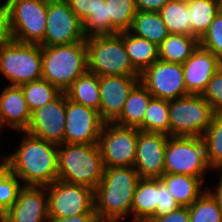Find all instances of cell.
<instances>
[{"mask_svg":"<svg viewBox=\"0 0 222 222\" xmlns=\"http://www.w3.org/2000/svg\"><path fill=\"white\" fill-rule=\"evenodd\" d=\"M16 151L8 156V166L26 186H49L58 180V145L26 131Z\"/></svg>","mask_w":222,"mask_h":222,"instance_id":"cell-1","label":"cell"},{"mask_svg":"<svg viewBox=\"0 0 222 222\" xmlns=\"http://www.w3.org/2000/svg\"><path fill=\"white\" fill-rule=\"evenodd\" d=\"M140 179L134 167H104L102 180L94 190L95 212L100 222H121L131 213Z\"/></svg>","mask_w":222,"mask_h":222,"instance_id":"cell-2","label":"cell"},{"mask_svg":"<svg viewBox=\"0 0 222 222\" xmlns=\"http://www.w3.org/2000/svg\"><path fill=\"white\" fill-rule=\"evenodd\" d=\"M58 180L95 190L103 177L104 165L98 144L58 145Z\"/></svg>","mask_w":222,"mask_h":222,"instance_id":"cell-3","label":"cell"},{"mask_svg":"<svg viewBox=\"0 0 222 222\" xmlns=\"http://www.w3.org/2000/svg\"><path fill=\"white\" fill-rule=\"evenodd\" d=\"M42 79L60 92L88 71L85 40L68 45L41 46Z\"/></svg>","mask_w":222,"mask_h":222,"instance_id":"cell-4","label":"cell"},{"mask_svg":"<svg viewBox=\"0 0 222 222\" xmlns=\"http://www.w3.org/2000/svg\"><path fill=\"white\" fill-rule=\"evenodd\" d=\"M88 71L98 76L140 75L132 66L123 42V31L86 38Z\"/></svg>","mask_w":222,"mask_h":222,"instance_id":"cell-5","label":"cell"},{"mask_svg":"<svg viewBox=\"0 0 222 222\" xmlns=\"http://www.w3.org/2000/svg\"><path fill=\"white\" fill-rule=\"evenodd\" d=\"M0 73L9 86L42 79L41 45L11 40L0 48Z\"/></svg>","mask_w":222,"mask_h":222,"instance_id":"cell-6","label":"cell"},{"mask_svg":"<svg viewBox=\"0 0 222 222\" xmlns=\"http://www.w3.org/2000/svg\"><path fill=\"white\" fill-rule=\"evenodd\" d=\"M12 40L40 44L44 40L48 0H4Z\"/></svg>","mask_w":222,"mask_h":222,"instance_id":"cell-7","label":"cell"},{"mask_svg":"<svg viewBox=\"0 0 222 222\" xmlns=\"http://www.w3.org/2000/svg\"><path fill=\"white\" fill-rule=\"evenodd\" d=\"M209 169L211 168L207 162L202 137H168L164 155V173L191 175L199 177L204 182Z\"/></svg>","mask_w":222,"mask_h":222,"instance_id":"cell-8","label":"cell"},{"mask_svg":"<svg viewBox=\"0 0 222 222\" xmlns=\"http://www.w3.org/2000/svg\"><path fill=\"white\" fill-rule=\"evenodd\" d=\"M214 115L202 95L169 100L170 136L202 137Z\"/></svg>","mask_w":222,"mask_h":222,"instance_id":"cell-9","label":"cell"},{"mask_svg":"<svg viewBox=\"0 0 222 222\" xmlns=\"http://www.w3.org/2000/svg\"><path fill=\"white\" fill-rule=\"evenodd\" d=\"M138 132V128L104 123L98 143L104 167L134 166Z\"/></svg>","mask_w":222,"mask_h":222,"instance_id":"cell-10","label":"cell"},{"mask_svg":"<svg viewBox=\"0 0 222 222\" xmlns=\"http://www.w3.org/2000/svg\"><path fill=\"white\" fill-rule=\"evenodd\" d=\"M49 218L96 213L94 189L60 180L46 186Z\"/></svg>","mask_w":222,"mask_h":222,"instance_id":"cell-11","label":"cell"},{"mask_svg":"<svg viewBox=\"0 0 222 222\" xmlns=\"http://www.w3.org/2000/svg\"><path fill=\"white\" fill-rule=\"evenodd\" d=\"M47 22L41 46L68 45L86 40L83 23L66 0H48Z\"/></svg>","mask_w":222,"mask_h":222,"instance_id":"cell-12","label":"cell"},{"mask_svg":"<svg viewBox=\"0 0 222 222\" xmlns=\"http://www.w3.org/2000/svg\"><path fill=\"white\" fill-rule=\"evenodd\" d=\"M140 82L153 98L174 100L190 95L179 63L157 60L140 74Z\"/></svg>","mask_w":222,"mask_h":222,"instance_id":"cell-13","label":"cell"},{"mask_svg":"<svg viewBox=\"0 0 222 222\" xmlns=\"http://www.w3.org/2000/svg\"><path fill=\"white\" fill-rule=\"evenodd\" d=\"M104 123L98 111L66 96L64 143L98 144Z\"/></svg>","mask_w":222,"mask_h":222,"instance_id":"cell-14","label":"cell"},{"mask_svg":"<svg viewBox=\"0 0 222 222\" xmlns=\"http://www.w3.org/2000/svg\"><path fill=\"white\" fill-rule=\"evenodd\" d=\"M66 122V94L61 92L45 106L31 112V120L26 132L48 142L64 143Z\"/></svg>","mask_w":222,"mask_h":222,"instance_id":"cell-15","label":"cell"},{"mask_svg":"<svg viewBox=\"0 0 222 222\" xmlns=\"http://www.w3.org/2000/svg\"><path fill=\"white\" fill-rule=\"evenodd\" d=\"M169 135L138 132L134 169L141 178H160L164 174V155Z\"/></svg>","mask_w":222,"mask_h":222,"instance_id":"cell-16","label":"cell"},{"mask_svg":"<svg viewBox=\"0 0 222 222\" xmlns=\"http://www.w3.org/2000/svg\"><path fill=\"white\" fill-rule=\"evenodd\" d=\"M140 82V75L99 76V114L104 122H114L122 113L126 99Z\"/></svg>","mask_w":222,"mask_h":222,"instance_id":"cell-17","label":"cell"},{"mask_svg":"<svg viewBox=\"0 0 222 222\" xmlns=\"http://www.w3.org/2000/svg\"><path fill=\"white\" fill-rule=\"evenodd\" d=\"M4 217L6 222H48L46 187L24 185Z\"/></svg>","mask_w":222,"mask_h":222,"instance_id":"cell-18","label":"cell"},{"mask_svg":"<svg viewBox=\"0 0 222 222\" xmlns=\"http://www.w3.org/2000/svg\"><path fill=\"white\" fill-rule=\"evenodd\" d=\"M222 61L201 46L182 64L184 80L189 94L202 95Z\"/></svg>","mask_w":222,"mask_h":222,"instance_id":"cell-19","label":"cell"},{"mask_svg":"<svg viewBox=\"0 0 222 222\" xmlns=\"http://www.w3.org/2000/svg\"><path fill=\"white\" fill-rule=\"evenodd\" d=\"M31 120L24 93L20 86H7L0 93V130L9 127L25 131Z\"/></svg>","mask_w":222,"mask_h":222,"instance_id":"cell-20","label":"cell"},{"mask_svg":"<svg viewBox=\"0 0 222 222\" xmlns=\"http://www.w3.org/2000/svg\"><path fill=\"white\" fill-rule=\"evenodd\" d=\"M159 179L181 207L192 205L206 190L202 187L204 182L191 175L164 173Z\"/></svg>","mask_w":222,"mask_h":222,"instance_id":"cell-21","label":"cell"},{"mask_svg":"<svg viewBox=\"0 0 222 222\" xmlns=\"http://www.w3.org/2000/svg\"><path fill=\"white\" fill-rule=\"evenodd\" d=\"M152 98V94L139 82L132 89L125 101L122 113L114 123L121 126L138 128L140 131H143L144 114Z\"/></svg>","mask_w":222,"mask_h":222,"instance_id":"cell-22","label":"cell"},{"mask_svg":"<svg viewBox=\"0 0 222 222\" xmlns=\"http://www.w3.org/2000/svg\"><path fill=\"white\" fill-rule=\"evenodd\" d=\"M158 205V178H141L136 187L131 214L135 222H147Z\"/></svg>","mask_w":222,"mask_h":222,"instance_id":"cell-23","label":"cell"},{"mask_svg":"<svg viewBox=\"0 0 222 222\" xmlns=\"http://www.w3.org/2000/svg\"><path fill=\"white\" fill-rule=\"evenodd\" d=\"M123 42L132 66L141 74L159 60L158 46L145 38L123 31Z\"/></svg>","mask_w":222,"mask_h":222,"instance_id":"cell-24","label":"cell"},{"mask_svg":"<svg viewBox=\"0 0 222 222\" xmlns=\"http://www.w3.org/2000/svg\"><path fill=\"white\" fill-rule=\"evenodd\" d=\"M199 46L195 36L169 34L158 46L159 60L183 64Z\"/></svg>","mask_w":222,"mask_h":222,"instance_id":"cell-25","label":"cell"},{"mask_svg":"<svg viewBox=\"0 0 222 222\" xmlns=\"http://www.w3.org/2000/svg\"><path fill=\"white\" fill-rule=\"evenodd\" d=\"M128 31L155 43L157 46L169 35L160 13L151 11H137Z\"/></svg>","mask_w":222,"mask_h":222,"instance_id":"cell-26","label":"cell"},{"mask_svg":"<svg viewBox=\"0 0 222 222\" xmlns=\"http://www.w3.org/2000/svg\"><path fill=\"white\" fill-rule=\"evenodd\" d=\"M65 94L73 102L93 108L99 112L101 99L98 75L87 71L70 85Z\"/></svg>","mask_w":222,"mask_h":222,"instance_id":"cell-27","label":"cell"},{"mask_svg":"<svg viewBox=\"0 0 222 222\" xmlns=\"http://www.w3.org/2000/svg\"><path fill=\"white\" fill-rule=\"evenodd\" d=\"M191 36L200 39L221 10L220 0H189Z\"/></svg>","mask_w":222,"mask_h":222,"instance_id":"cell-28","label":"cell"},{"mask_svg":"<svg viewBox=\"0 0 222 222\" xmlns=\"http://www.w3.org/2000/svg\"><path fill=\"white\" fill-rule=\"evenodd\" d=\"M159 13L169 34L191 36L190 10L187 1L169 0Z\"/></svg>","mask_w":222,"mask_h":222,"instance_id":"cell-29","label":"cell"},{"mask_svg":"<svg viewBox=\"0 0 222 222\" xmlns=\"http://www.w3.org/2000/svg\"><path fill=\"white\" fill-rule=\"evenodd\" d=\"M209 167L222 171V114H215L209 128L202 136ZM217 169V170H216Z\"/></svg>","mask_w":222,"mask_h":222,"instance_id":"cell-30","label":"cell"},{"mask_svg":"<svg viewBox=\"0 0 222 222\" xmlns=\"http://www.w3.org/2000/svg\"><path fill=\"white\" fill-rule=\"evenodd\" d=\"M143 131L170 136L169 100L151 99L144 114Z\"/></svg>","mask_w":222,"mask_h":222,"instance_id":"cell-31","label":"cell"},{"mask_svg":"<svg viewBox=\"0 0 222 222\" xmlns=\"http://www.w3.org/2000/svg\"><path fill=\"white\" fill-rule=\"evenodd\" d=\"M29 110L32 112L54 100L61 92L45 79L20 85Z\"/></svg>","mask_w":222,"mask_h":222,"instance_id":"cell-32","label":"cell"},{"mask_svg":"<svg viewBox=\"0 0 222 222\" xmlns=\"http://www.w3.org/2000/svg\"><path fill=\"white\" fill-rule=\"evenodd\" d=\"M113 34L128 31L137 12L135 0H105Z\"/></svg>","mask_w":222,"mask_h":222,"instance_id":"cell-33","label":"cell"},{"mask_svg":"<svg viewBox=\"0 0 222 222\" xmlns=\"http://www.w3.org/2000/svg\"><path fill=\"white\" fill-rule=\"evenodd\" d=\"M188 209L190 222H222V211L207 190Z\"/></svg>","mask_w":222,"mask_h":222,"instance_id":"cell-34","label":"cell"},{"mask_svg":"<svg viewBox=\"0 0 222 222\" xmlns=\"http://www.w3.org/2000/svg\"><path fill=\"white\" fill-rule=\"evenodd\" d=\"M21 180L6 165L0 169V214H4L17 200L21 188Z\"/></svg>","mask_w":222,"mask_h":222,"instance_id":"cell-35","label":"cell"},{"mask_svg":"<svg viewBox=\"0 0 222 222\" xmlns=\"http://www.w3.org/2000/svg\"><path fill=\"white\" fill-rule=\"evenodd\" d=\"M83 30L86 38L113 34L105 1L101 3V6L95 13H92L83 22Z\"/></svg>","mask_w":222,"mask_h":222,"instance_id":"cell-36","label":"cell"},{"mask_svg":"<svg viewBox=\"0 0 222 222\" xmlns=\"http://www.w3.org/2000/svg\"><path fill=\"white\" fill-rule=\"evenodd\" d=\"M199 46L211 51L222 61V11L215 16L205 34L199 39Z\"/></svg>","mask_w":222,"mask_h":222,"instance_id":"cell-37","label":"cell"},{"mask_svg":"<svg viewBox=\"0 0 222 222\" xmlns=\"http://www.w3.org/2000/svg\"><path fill=\"white\" fill-rule=\"evenodd\" d=\"M202 96L215 114H222V66L212 76Z\"/></svg>","mask_w":222,"mask_h":222,"instance_id":"cell-38","label":"cell"},{"mask_svg":"<svg viewBox=\"0 0 222 222\" xmlns=\"http://www.w3.org/2000/svg\"><path fill=\"white\" fill-rule=\"evenodd\" d=\"M180 205L170 194L165 184L158 178V205L152 217H163L177 210Z\"/></svg>","mask_w":222,"mask_h":222,"instance_id":"cell-39","label":"cell"},{"mask_svg":"<svg viewBox=\"0 0 222 222\" xmlns=\"http://www.w3.org/2000/svg\"><path fill=\"white\" fill-rule=\"evenodd\" d=\"M70 9L77 15L82 23L95 13L105 0H66Z\"/></svg>","mask_w":222,"mask_h":222,"instance_id":"cell-40","label":"cell"},{"mask_svg":"<svg viewBox=\"0 0 222 222\" xmlns=\"http://www.w3.org/2000/svg\"><path fill=\"white\" fill-rule=\"evenodd\" d=\"M147 222H190L188 207H179L177 210L163 217H151Z\"/></svg>","mask_w":222,"mask_h":222,"instance_id":"cell-41","label":"cell"},{"mask_svg":"<svg viewBox=\"0 0 222 222\" xmlns=\"http://www.w3.org/2000/svg\"><path fill=\"white\" fill-rule=\"evenodd\" d=\"M12 40L8 14L4 4L0 5V48Z\"/></svg>","mask_w":222,"mask_h":222,"instance_id":"cell-42","label":"cell"},{"mask_svg":"<svg viewBox=\"0 0 222 222\" xmlns=\"http://www.w3.org/2000/svg\"><path fill=\"white\" fill-rule=\"evenodd\" d=\"M169 0H135L137 11L159 12Z\"/></svg>","mask_w":222,"mask_h":222,"instance_id":"cell-43","label":"cell"},{"mask_svg":"<svg viewBox=\"0 0 222 222\" xmlns=\"http://www.w3.org/2000/svg\"><path fill=\"white\" fill-rule=\"evenodd\" d=\"M48 222H100L97 213H84L63 218H49Z\"/></svg>","mask_w":222,"mask_h":222,"instance_id":"cell-44","label":"cell"},{"mask_svg":"<svg viewBox=\"0 0 222 222\" xmlns=\"http://www.w3.org/2000/svg\"><path fill=\"white\" fill-rule=\"evenodd\" d=\"M220 174V177L218 179V183L215 186V190H211L210 187H205L206 190L213 196V198L217 201L221 211H222V171Z\"/></svg>","mask_w":222,"mask_h":222,"instance_id":"cell-45","label":"cell"},{"mask_svg":"<svg viewBox=\"0 0 222 222\" xmlns=\"http://www.w3.org/2000/svg\"><path fill=\"white\" fill-rule=\"evenodd\" d=\"M1 133H2V130H0V138H1ZM1 140V139H0ZM1 160V159H0ZM6 165H8V156H4L2 157V160H1V163H0V169L4 168Z\"/></svg>","mask_w":222,"mask_h":222,"instance_id":"cell-46","label":"cell"},{"mask_svg":"<svg viewBox=\"0 0 222 222\" xmlns=\"http://www.w3.org/2000/svg\"><path fill=\"white\" fill-rule=\"evenodd\" d=\"M0 222H6L4 214H0Z\"/></svg>","mask_w":222,"mask_h":222,"instance_id":"cell-47","label":"cell"},{"mask_svg":"<svg viewBox=\"0 0 222 222\" xmlns=\"http://www.w3.org/2000/svg\"><path fill=\"white\" fill-rule=\"evenodd\" d=\"M220 6H221V11H222V0H220Z\"/></svg>","mask_w":222,"mask_h":222,"instance_id":"cell-48","label":"cell"}]
</instances>
